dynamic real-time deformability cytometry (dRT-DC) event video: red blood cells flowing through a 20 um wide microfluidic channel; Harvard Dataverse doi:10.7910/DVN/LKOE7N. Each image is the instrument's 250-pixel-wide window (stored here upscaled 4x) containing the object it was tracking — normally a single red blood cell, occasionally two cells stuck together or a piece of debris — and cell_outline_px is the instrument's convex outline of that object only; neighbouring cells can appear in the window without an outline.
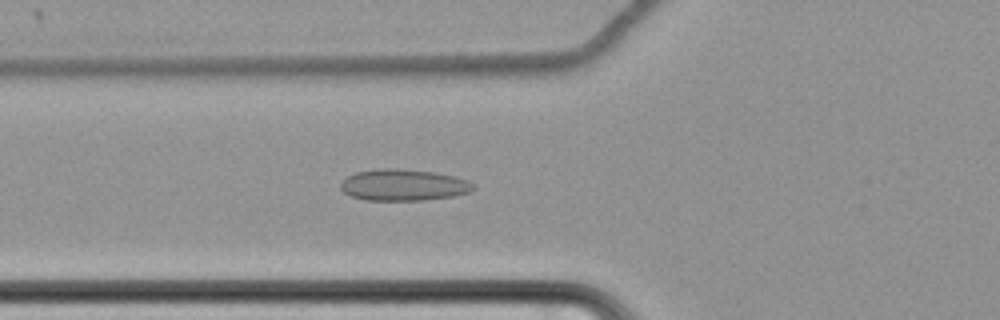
{"species": "common noctule bat (a hibernating species)", "species_latin": "Nyctalus noctula", "temperature_condition": "cold", "stored_images_in_passage": 48, "camera_frame_rate_fps": 3000, "um_per_image_px": 0.085, "animal": {"sex": "female", "body_mass_g": 22.7, "forearm_length_mm": 54.2}, "frame": {"image": 1, "passage_image": 10, "time_ms": 3.0, "image_size_px": [1000, 320], "cell_outline_px": [[476, 188], [468, 192], [452, 196], [424, 200], [364, 200], [352, 196], [344, 192], [340, 188], [340, 184], [348, 176], [356, 172], [380, 168], [396, 168], [436, 172], [456, 176], [468, 180]], "centroid_in_image_um": [34.3, 15.71], "position_along_channel_um": 91.5, "area_um2": 24.33}}
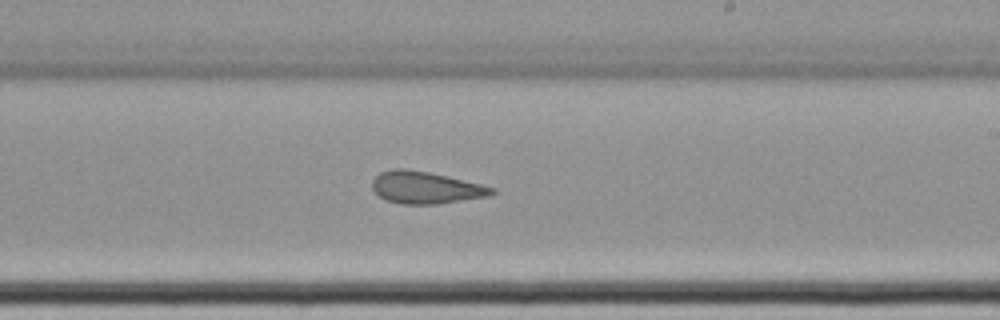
{"frame": {"image": 2, "passage_image": 24, "time_ms": 7.667, "image_size_px": [1000, 320], "cell_outline_px": [[496, 192], [488, 196], [436, 204], [400, 204], [384, 200], [372, 188], [372, 180], [380, 172], [392, 168], [404, 168], [428, 172], [480, 184], [496, 188]], "centroid_in_image_um": [36.14, 15.94], "position_along_channel_um": 252.9, "area_um2": 22.25}}
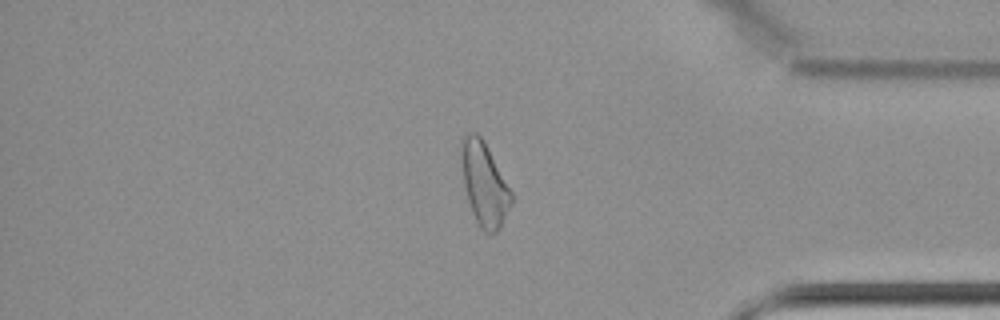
{"frame": {"image": 3, "passage_image": 38, "time_ms": 12.333, "image_size_px": [1000, 320], "cell_outline_px": [[512, 200], [496, 232], [484, 232], [480, 228], [472, 212], [468, 200], [464, 184], [460, 156], [460, 136], [468, 132], [476, 132], [484, 140], [512, 192]], "centroid_in_image_um": [41.12, 15.54], "position_along_channel_um": 394.1, "area_um2": 24.04}}